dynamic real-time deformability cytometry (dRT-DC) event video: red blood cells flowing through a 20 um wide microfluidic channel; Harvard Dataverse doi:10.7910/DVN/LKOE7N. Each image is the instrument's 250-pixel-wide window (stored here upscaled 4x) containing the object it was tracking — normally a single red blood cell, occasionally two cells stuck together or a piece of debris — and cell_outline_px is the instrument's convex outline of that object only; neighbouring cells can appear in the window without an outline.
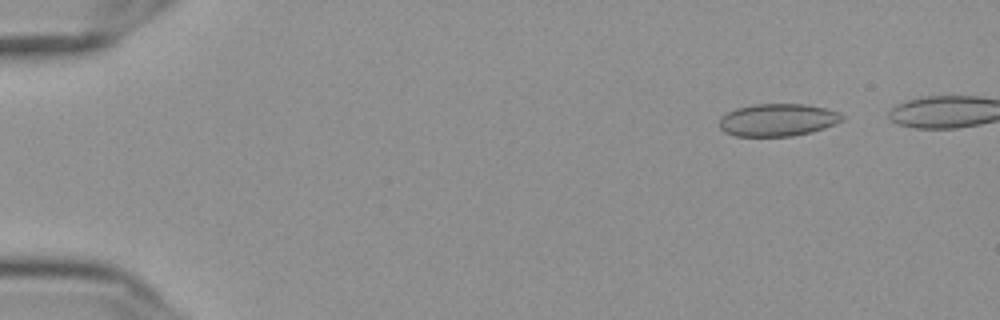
{"species": "Egyptian fruit bat (a non-hibernating species)", "species_latin": "Rousettus aegyptiacus", "temperature_condition": "cold", "stored_images_in_passage": 51, "camera_frame_rate_fps": 3000, "um_per_image_px": 0.085, "frame": {"image": 1, "passage_image": 6, "time_ms": 1.667, "image_size_px": [1000, 320], "cell_outline_px": [[844, 120], [836, 124], [812, 132], [792, 136], [736, 136], [724, 132], [720, 128], [720, 120], [728, 112], [736, 108], [756, 104], [804, 104], [824, 108], [840, 112], [844, 116]], "centroid_in_image_um": [66.15, 10.2], "position_along_channel_um": 18.9, "area_um2": 23.24}}
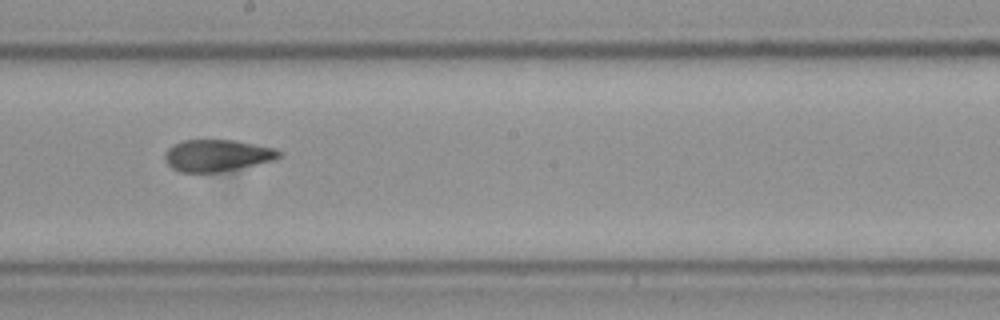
{"frame": {"image": 2, "passage_image": 32, "time_ms": 10.333, "image_size_px": [1000, 320], "cell_outline_px": [[280, 156], [276, 160], [216, 172], [180, 172], [172, 168], [168, 164], [164, 156], [168, 148], [184, 140], [236, 140], [276, 148], [280, 152]], "centroid_in_image_um": [18.47, 13.2], "position_along_channel_um": 229.7, "area_um2": 20.92}}
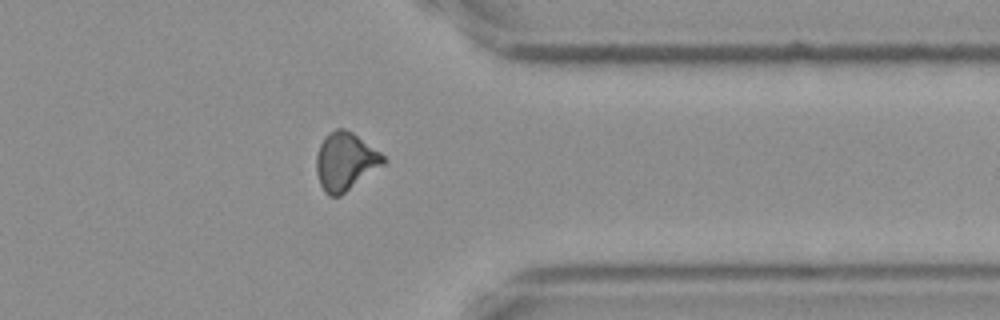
{"frame": {"image": 3, "passage_image": 45, "time_ms": 14.667, "image_size_px": [1000, 320], "cell_outline_px": [[388, 160], [384, 164], [340, 196], [328, 196], [324, 192], [320, 184], [316, 172], [316, 156], [320, 144], [324, 136], [336, 128], [344, 128], [352, 132], [380, 152]], "centroid_in_image_um": [29.33, 13.72], "position_along_channel_um": 382.1, "area_um2": 22.6}, "authors_computed_cell_mechanics": {"area_um2": 22.5998, "velocity_mm_per_s": 3.6538, "shape_relaxation_time_tau1_ms": null, "shape_relaxation_time_tau2_ms": 3.076, "deformation_change_tau1": null, "deformation_change_tau2": 0.0823}}